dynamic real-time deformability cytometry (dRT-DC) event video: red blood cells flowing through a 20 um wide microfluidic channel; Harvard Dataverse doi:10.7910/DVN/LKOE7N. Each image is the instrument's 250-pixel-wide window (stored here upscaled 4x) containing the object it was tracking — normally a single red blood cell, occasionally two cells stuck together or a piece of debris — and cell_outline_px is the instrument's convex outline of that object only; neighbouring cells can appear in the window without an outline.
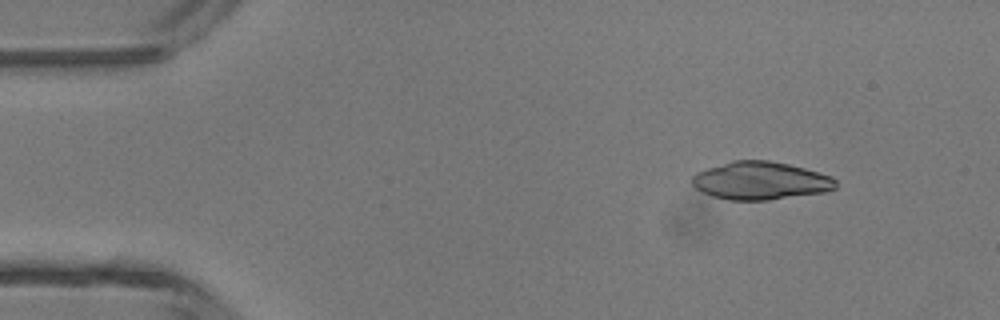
{"species": "common noctule bat (a hibernating species)", "species_latin": "Nyctalus noctula", "temperature_condition": "room temperature", "stored_images_in_passage": 47, "camera_frame_rate_fps": 3000, "um_per_image_px": 0.085, "animal": {"sex": "male", "body_mass_g": 13.3}, "frame": {"image": 1, "passage_image": 6, "time_ms": 1.667, "image_size_px": [1000, 320], "cell_outline_px": [[836, 188], [824, 192], [768, 200], [728, 200], [712, 196], [696, 188], [692, 184], [692, 176], [696, 172], [732, 160], [768, 160], [788, 164], [804, 168], [832, 176], [836, 180]], "centroid_in_image_um": [64.64, 15.36], "position_along_channel_um": 20.4, "area_um2": 31.67}}